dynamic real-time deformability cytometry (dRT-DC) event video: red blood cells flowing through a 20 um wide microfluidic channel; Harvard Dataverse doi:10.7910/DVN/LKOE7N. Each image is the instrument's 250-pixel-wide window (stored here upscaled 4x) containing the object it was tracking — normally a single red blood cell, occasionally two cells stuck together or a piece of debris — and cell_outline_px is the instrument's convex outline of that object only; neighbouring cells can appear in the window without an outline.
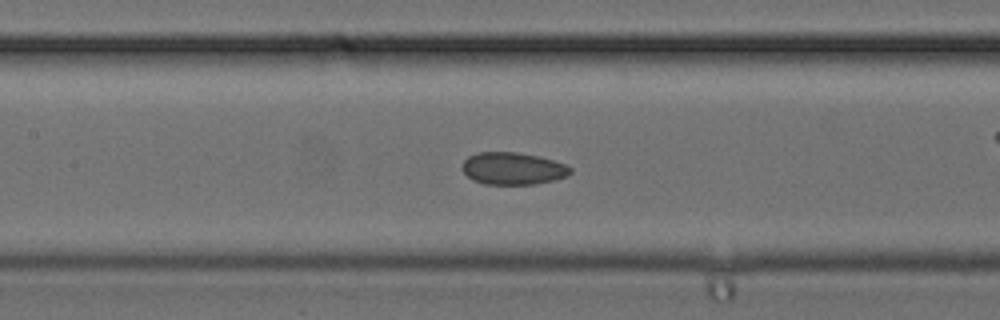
{"species": "common noctule bat (a hibernating species)", "species_latin": "Nyctalus noctula", "temperature_condition": "cold", "stored_images_in_passage": 35, "camera_frame_rate_fps": 3000, "um_per_image_px": 0.085, "animal": {"sex": "female", "body_mass_g": 24.6, "forearm_length_mm": 56.2}, "frame": {"image": 1, "passage_image": 16, "time_ms": 5.0, "image_size_px": [1000, 320], "cell_outline_px": [[572, 172], [568, 176], [536, 184], [484, 184], [472, 180], [460, 168], [464, 160], [468, 156], [476, 152], [516, 152], [536, 156], [568, 164], [572, 168]], "centroid_in_image_um": [43.58, 14.32], "position_along_channel_um": 163.8, "area_um2": 20.46}}
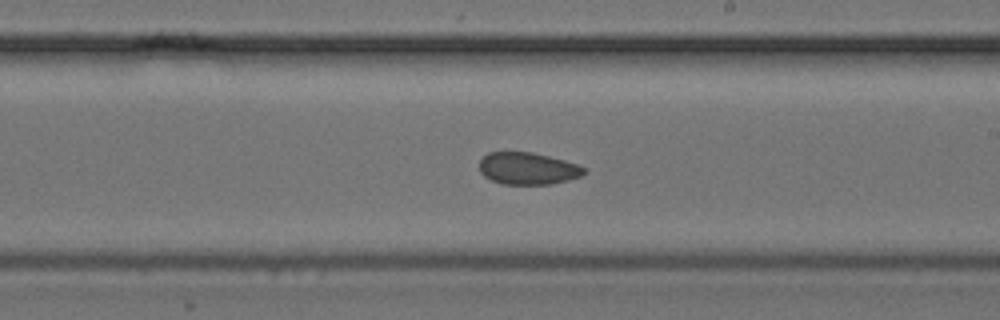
{"frame": {"image": 2, "passage_image": 20, "time_ms": 6.333, "image_size_px": [1000, 320], "cell_outline_px": [[588, 172], [580, 176], [568, 180], [552, 184], [504, 184], [492, 180], [484, 176], [480, 172], [480, 160], [488, 152], [532, 152], [580, 164], [588, 168]], "centroid_in_image_um": [44.91, 14.32], "position_along_channel_um": 244.1, "area_um2": 19.71}}